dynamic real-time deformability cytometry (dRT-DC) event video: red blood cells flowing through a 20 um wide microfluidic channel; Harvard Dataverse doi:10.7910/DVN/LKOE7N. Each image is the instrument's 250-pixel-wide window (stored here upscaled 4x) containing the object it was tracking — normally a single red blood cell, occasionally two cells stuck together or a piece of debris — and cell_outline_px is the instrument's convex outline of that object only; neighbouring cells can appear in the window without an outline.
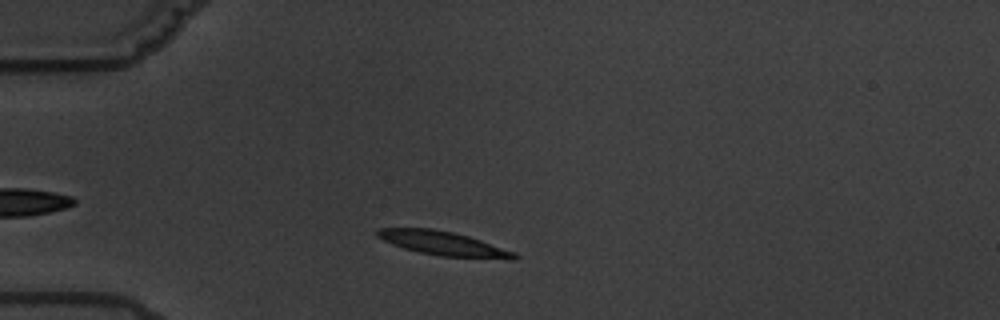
{"species": "common noctule bat (a hibernating species)", "species_latin": "Nyctalus noctula", "temperature_condition": "warm", "stored_images_in_passage": 3, "camera_frame_rate_fps": 3000, "um_per_image_px": 0.085, "animal": {"sex": "male", "body_mass_g": 19.5, "forearm_length_mm": 54.6}, "frame": {"image": 1, "passage_image": 3, "time_ms": 2.333, "image_size_px": [1000, 320], "cell_outline_px": [[520, 256], [516, 260], [512, 260], [440, 256], [420, 252], [404, 248], [392, 244], [376, 236], [376, 228], [432, 228], [452, 232], [468, 236], [516, 252]], "centroid_in_image_um": [37.73, 20.7], "position_along_channel_um": 47.3, "area_um2": 19.36}}